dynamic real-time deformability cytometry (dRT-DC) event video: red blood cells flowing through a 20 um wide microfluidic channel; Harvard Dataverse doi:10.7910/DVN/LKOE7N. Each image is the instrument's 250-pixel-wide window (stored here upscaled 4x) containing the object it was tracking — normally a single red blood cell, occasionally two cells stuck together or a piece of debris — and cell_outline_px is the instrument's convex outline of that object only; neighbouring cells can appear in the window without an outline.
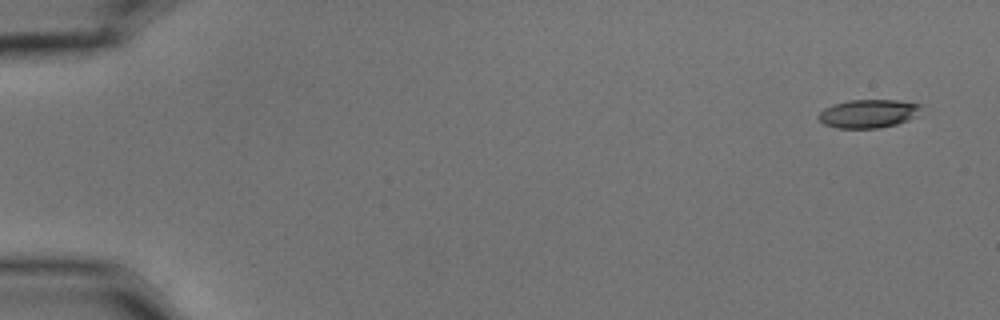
{"species": "common noctule bat (a hibernating species)", "species_latin": "Nyctalus noctula", "temperature_condition": "cold", "stored_images_in_passage": 8, "camera_frame_rate_fps": 3000, "um_per_image_px": 0.085, "animal": {"sex": "male", "body_mass_g": 15.6}, "frame": {"image": 1, "passage_image": 1, "time_ms": 0.0, "image_size_px": [1000, 320], "cell_outline_px": [[924, 104], [908, 120], [896, 124], [880, 128], [836, 128], [824, 124], [820, 120], [820, 112], [824, 108], [832, 104], [848, 100], [900, 100]], "centroid_in_image_um": [73.79, 9.65], "position_along_channel_um": 11.2, "area_um2": 16.88}}
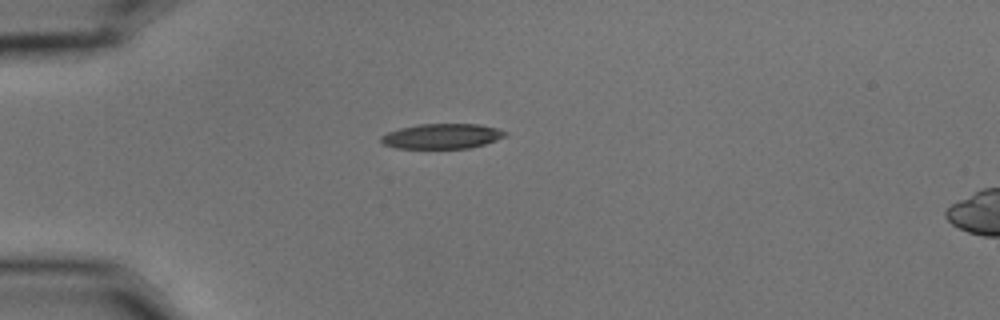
{"frame": {"image": 2, "passage_image": 4, "time_ms": 1.0, "image_size_px": [1000, 320], "cell_outline_px": [[508, 136], [484, 144], [468, 148], [396, 148], [384, 144], [380, 140], [380, 136], [388, 132], [400, 128], [416, 124], [480, 124], [496, 128], [508, 132]], "centroid_in_image_um": [37.58, 11.57], "position_along_channel_um": 47.4, "area_um2": 18.15}}
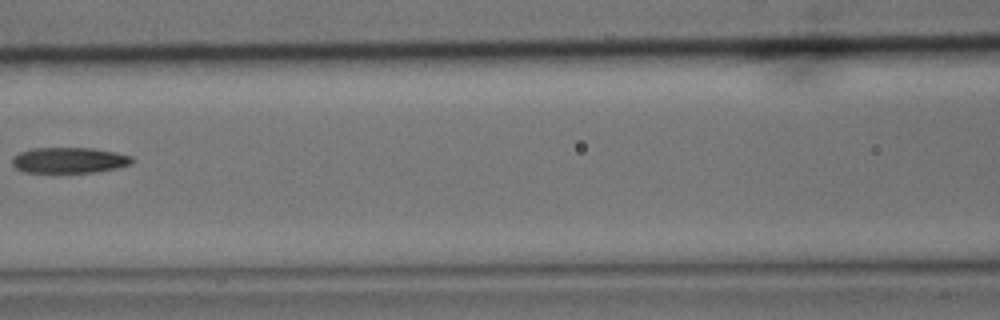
{"frame": {"image": 3, "passage_image": 7, "time_ms": 2.0, "image_size_px": [1000, 320], "cell_outline_px": [[136, 160], [132, 164], [116, 168], [96, 172], [24, 172], [16, 168], [12, 164], [12, 156], [20, 152], [32, 148], [92, 148], [116, 152], [132, 156]], "centroid_in_image_um": [5.91, 13.61], "position_along_channel_um": 160.7, "area_um2": 18.09}}